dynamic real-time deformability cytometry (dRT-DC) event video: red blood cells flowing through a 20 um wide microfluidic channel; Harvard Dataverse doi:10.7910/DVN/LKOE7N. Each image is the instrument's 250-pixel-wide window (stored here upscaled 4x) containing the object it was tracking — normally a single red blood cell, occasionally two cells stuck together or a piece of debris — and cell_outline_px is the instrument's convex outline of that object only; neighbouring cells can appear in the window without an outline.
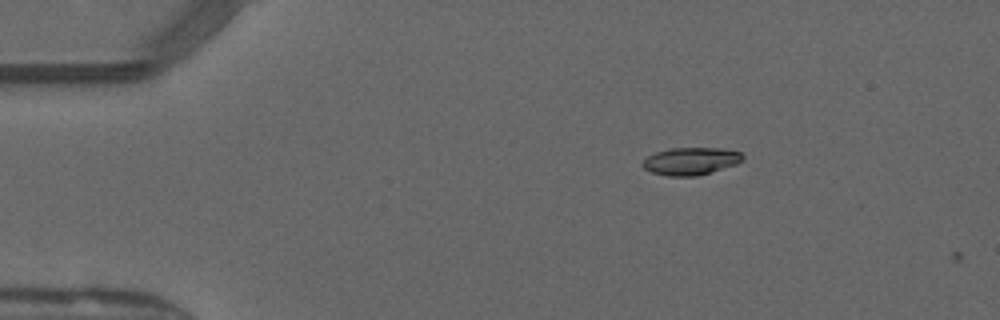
{"species": "common noctule bat (a hibernating species)", "species_latin": "Nyctalus noctula", "temperature_condition": "warm", "stored_images_in_passage": 2, "camera_frame_rate_fps": 3000, "um_per_image_px": 0.085, "animal": {"sex": "male", "forearm_length_mm": 52.5}, "frame": {"image": 1, "passage_image": 1, "time_ms": 0.0, "image_size_px": [1000, 320], "cell_outline_px": [[744, 160], [736, 164], [696, 176], [668, 176], [652, 172], [644, 168], [640, 164], [648, 156], [656, 152], [672, 148], [720, 148], [740, 152], [744, 156]], "centroid_in_image_um": [58.71, 13.69], "position_along_channel_um": 26.3, "area_um2": 15.9}}